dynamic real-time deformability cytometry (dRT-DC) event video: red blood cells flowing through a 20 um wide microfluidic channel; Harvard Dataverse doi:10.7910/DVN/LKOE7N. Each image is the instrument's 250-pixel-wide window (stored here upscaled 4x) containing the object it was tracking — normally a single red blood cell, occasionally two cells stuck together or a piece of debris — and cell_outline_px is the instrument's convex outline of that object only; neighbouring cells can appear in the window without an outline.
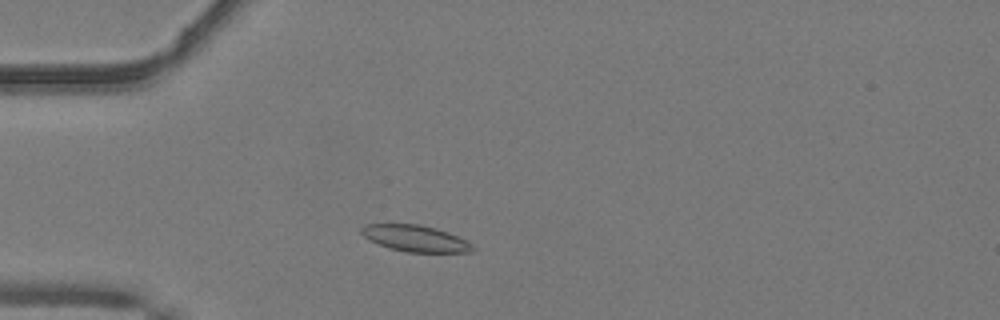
{"species": "common noctule bat (a hibernating species)", "species_latin": "Nyctalus noctula", "temperature_condition": "warm", "stored_images_in_passage": 34, "camera_frame_rate_fps": 3000, "um_per_image_px": 0.085, "animal": {"sex": "male", "body_mass_g": 19.2, "forearm_length_mm": 51.8}, "frame": {"image": 1, "passage_image": 3, "time_ms": 0.667, "image_size_px": [1000, 320], "cell_outline_px": [[476, 248], [472, 252], [408, 252], [388, 248], [368, 240], [360, 232], [360, 228], [364, 224], [420, 224], [436, 228], [448, 232], [468, 240]], "centroid_in_image_um": [35.31, 20.26], "position_along_channel_um": 49.7, "area_um2": 17.34}}
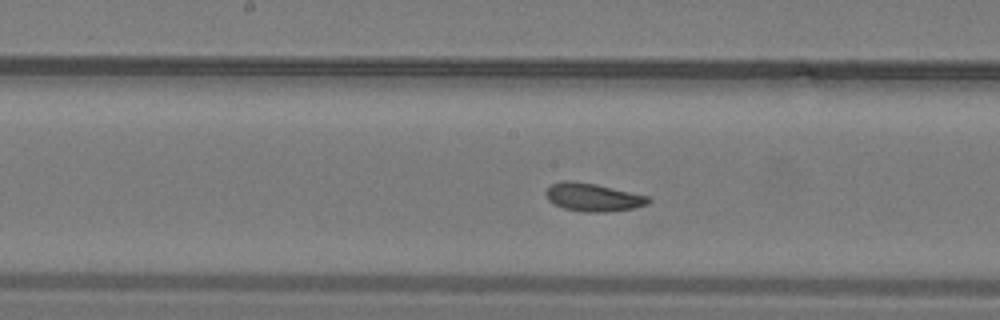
{"frame": {"image": 2, "passage_image": 15, "time_ms": 4.667, "image_size_px": [1000, 320], "cell_outline_px": [[652, 200], [648, 204], [636, 208], [608, 212], [584, 212], [564, 208], [548, 200], [544, 192], [552, 184], [564, 180], [572, 180], [596, 184], [648, 196]], "centroid_in_image_um": [50.42, 16.77], "position_along_channel_um": 197.8, "area_um2": 16.82}}
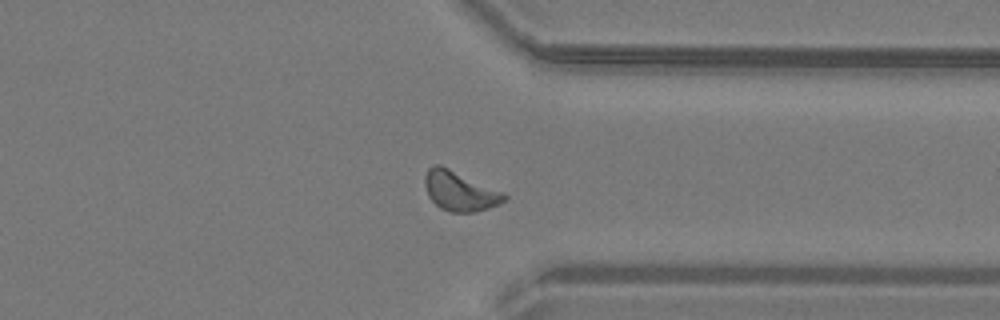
{"frame": {"image": 3, "passage_image": 28, "time_ms": 9.0, "image_size_px": [1000, 320], "cell_outline_px": [[508, 196], [504, 200], [488, 208], [476, 212], [448, 212], [440, 208], [428, 196], [424, 184], [424, 176], [428, 168], [432, 164], [440, 164], [504, 192]], "centroid_in_image_um": [39.04, 16.22], "position_along_channel_um": 372.4, "area_um2": 18.38}, "authors_computed_cell_mechanics": {"area_um2": 16.7042, "velocity_mm_per_s": 4.0754, "shape_relaxation_time_tau1_ms": 4.1625, "shape_relaxation_time_tau2_ms": 2.534, "deformation_change_tau1": 0.1041, "deformation_change_tau2": 0.0781}}